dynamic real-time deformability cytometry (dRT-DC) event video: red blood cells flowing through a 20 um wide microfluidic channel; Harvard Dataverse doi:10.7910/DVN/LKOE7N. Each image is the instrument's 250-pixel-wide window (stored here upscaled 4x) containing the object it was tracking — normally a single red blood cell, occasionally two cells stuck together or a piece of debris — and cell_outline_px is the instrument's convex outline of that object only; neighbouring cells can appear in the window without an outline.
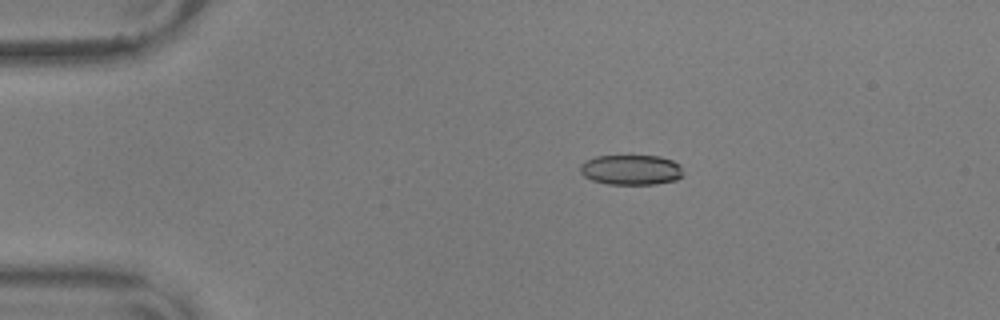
{"species": "common noctule bat (a hibernating species)", "species_latin": "Nyctalus noctula", "temperature_condition": "warm", "stored_images_in_passage": 57, "camera_frame_rate_fps": 3000, "um_per_image_px": 0.085, "animal": {"sex": "male", "body_mass_g": 17.9, "forearm_length_mm": 54.2}, "frame": {"image": 1, "passage_image": 12, "time_ms": 3.667, "image_size_px": [1000, 320], "cell_outline_px": [[684, 176], [676, 180], [656, 184], [608, 184], [592, 180], [584, 176], [580, 172], [580, 164], [596, 156], [660, 156], [672, 160], [680, 164]], "centroid_in_image_um": [53.67, 14.44], "position_along_channel_um": 31.3, "area_um2": 18.15}}
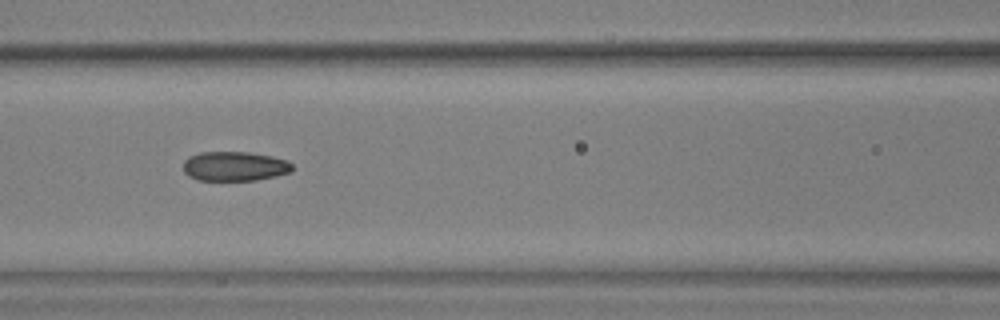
{"frame": {"image": 2, "passage_image": 26, "time_ms": 8.333, "image_size_px": [1000, 320], "cell_outline_px": [[292, 172], [276, 176], [256, 180], [196, 180], [188, 176], [184, 172], [184, 160], [188, 156], [200, 152], [248, 152], [272, 156], [288, 160], [292, 164]], "centroid_in_image_um": [19.94, 14.13], "position_along_channel_um": 146.7, "area_um2": 18.9}}
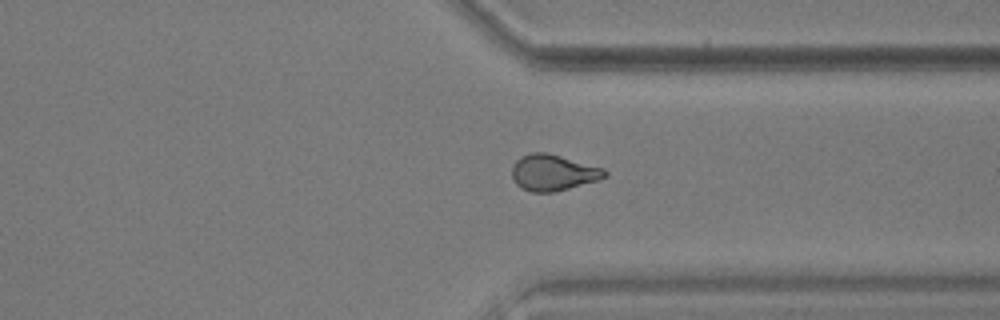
{"frame": {"image": 3, "passage_image": 44, "time_ms": 14.333, "image_size_px": [1000, 320], "cell_outline_px": [[608, 176], [600, 180], [552, 192], [532, 192], [516, 184], [512, 176], [512, 168], [516, 160], [520, 156], [532, 152], [548, 152], [604, 168], [608, 172]], "centroid_in_image_um": [47.04, 14.65], "position_along_channel_um": 364.4, "area_um2": 19.59}, "authors_computed_cell_mechanics": {"area_um2": 19.074, "velocity_mm_per_s": 3.6367, "shape_relaxation_time_tau1_ms": null, "shape_relaxation_time_tau2_ms": 1.6463, "deformation_change_tau1": null, "deformation_change_tau2": 0.0764}}